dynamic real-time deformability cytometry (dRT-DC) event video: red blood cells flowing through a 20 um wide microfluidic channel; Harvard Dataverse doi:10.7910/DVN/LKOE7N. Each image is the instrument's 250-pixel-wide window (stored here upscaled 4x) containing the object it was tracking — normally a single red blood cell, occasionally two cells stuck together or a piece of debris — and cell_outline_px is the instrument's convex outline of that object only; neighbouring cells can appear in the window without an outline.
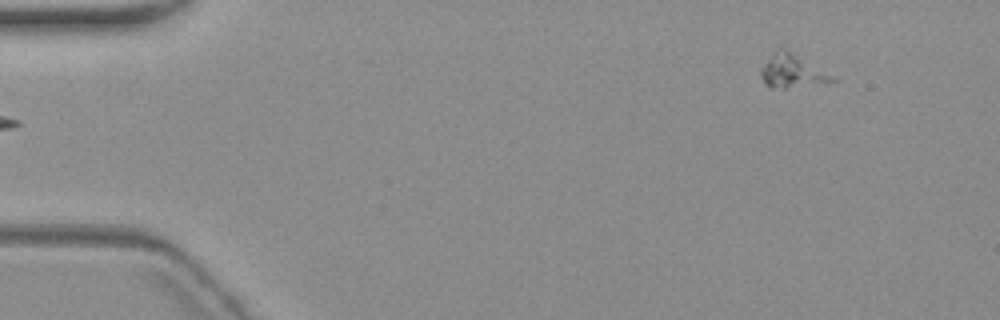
{"species": "common noctule bat (a hibernating species)", "species_latin": "Nyctalus noctula", "temperature_condition": "warm", "stored_images_in_passage": 6, "camera_frame_rate_fps": 3000, "um_per_image_px": 0.085, "animal": {"sex": "female", "body_mass_g": 19.3, "forearm_length_mm": 54.1}, "frame": {"image": 1, "passage_image": 6, "time_ms": 6.0, "image_size_px": [1000, 320], "cell_outline_px": [[836, 80], [784, 88], [772, 88], [764, 84], [760, 76], [760, 68], [776, 48], [784, 44], [832, 76]], "centroid_in_image_um": [67.22, 5.95], "position_along_channel_um": 17.8, "area_um2": 14.05}}